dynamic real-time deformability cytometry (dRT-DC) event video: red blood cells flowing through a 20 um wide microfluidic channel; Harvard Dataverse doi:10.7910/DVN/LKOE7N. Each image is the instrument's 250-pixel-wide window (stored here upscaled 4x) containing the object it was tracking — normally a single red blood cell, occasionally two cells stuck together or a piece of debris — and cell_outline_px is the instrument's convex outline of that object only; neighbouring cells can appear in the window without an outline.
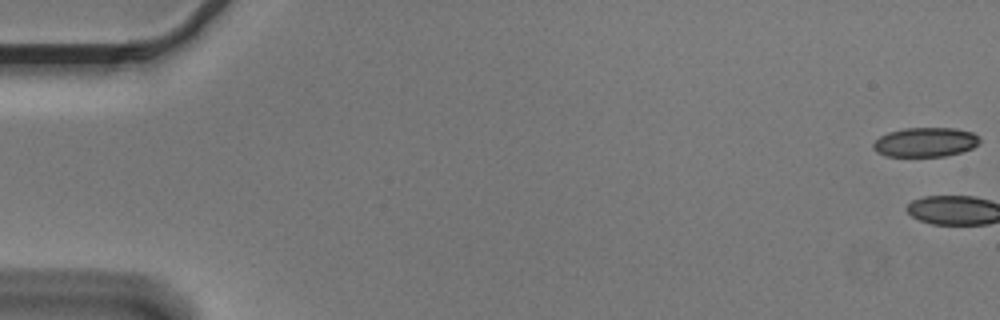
{"species": "Egyptian fruit bat (a non-hibernating species)", "species_latin": "Rousettus aegyptiacus", "temperature_condition": "cold", "stored_images_in_passage": 2, "camera_frame_rate_fps": 3000, "um_per_image_px": 0.085, "animal": {"sex": "male"}, "frame": {"image": 1, "passage_image": 1, "time_ms": 0.0, "image_size_px": [1000, 320], "cell_outline_px": [[980, 140], [972, 148], [960, 152], [944, 156], [884, 156], [876, 152], [872, 148], [872, 144], [880, 136], [888, 132], [904, 128], [956, 128], [972, 132], [980, 136]], "centroid_in_image_um": [78.63, 12.08], "position_along_channel_um": 6.4, "area_um2": 18.26}}